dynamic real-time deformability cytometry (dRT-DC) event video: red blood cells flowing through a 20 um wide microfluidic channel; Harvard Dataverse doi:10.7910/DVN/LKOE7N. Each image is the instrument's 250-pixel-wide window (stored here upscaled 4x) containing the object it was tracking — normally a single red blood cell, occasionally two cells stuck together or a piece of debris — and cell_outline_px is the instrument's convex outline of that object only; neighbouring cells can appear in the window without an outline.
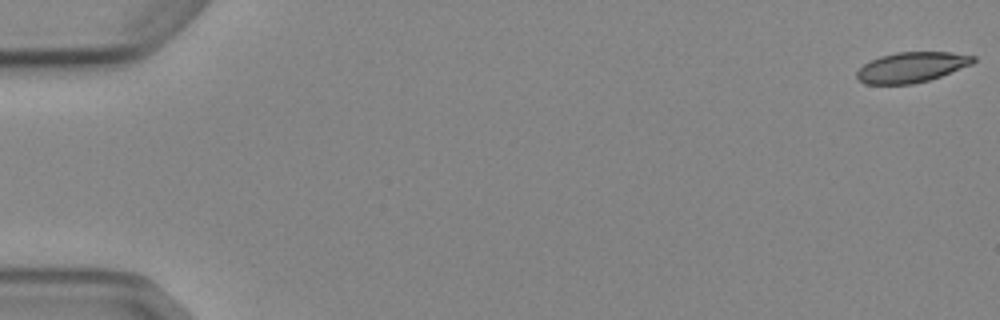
{"species": "Egyptian fruit bat (a non-hibernating species)", "species_latin": "Rousettus aegyptiacus", "temperature_condition": "cold", "stored_images_in_passage": 7, "camera_frame_rate_fps": 3000, "um_per_image_px": 0.085, "animal": {"sex": "female"}, "frame": {"image": 1, "passage_image": 1, "time_ms": 0.0, "image_size_px": [1000, 320], "cell_outline_px": [[976, 60], [972, 64], [940, 76], [928, 80], [912, 84], [864, 84], [856, 76], [856, 72], [864, 64], [880, 56], [896, 52], [952, 52], [976, 56]], "centroid_in_image_um": [77.49, 5.71], "position_along_channel_um": 7.5, "area_um2": 20.46}}
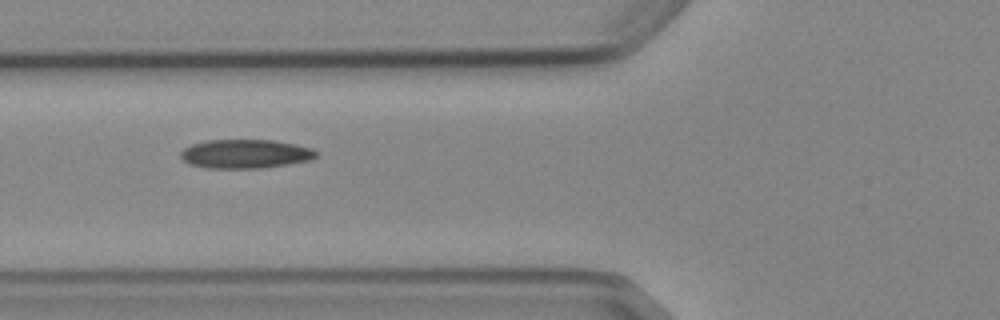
{"frame": {"image": 2, "passage_image": 6, "time_ms": 6.667, "image_size_px": [1000, 320], "cell_outline_px": [[316, 156], [312, 160], [264, 168], [204, 168], [192, 164], [184, 160], [180, 156], [180, 152], [184, 148], [192, 144], [208, 140], [272, 140], [296, 144], [312, 148], [316, 152]], "centroid_in_image_um": [20.87, 13.08], "position_along_channel_um": 104.9, "area_um2": 22.83}}
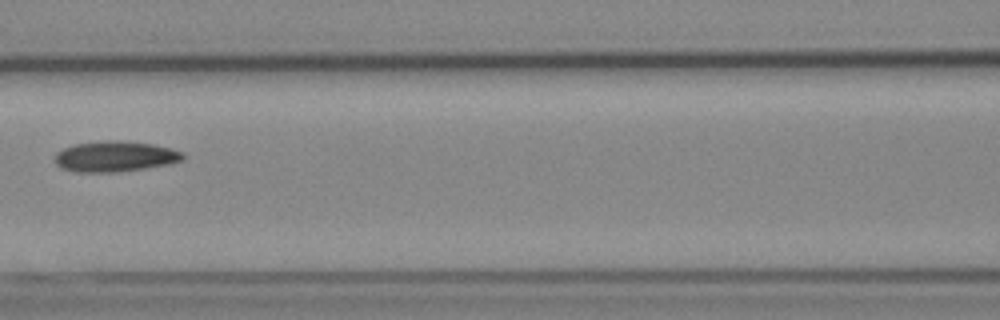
{"frame": {"image": 3, "passage_image": 7, "time_ms": 8.0, "image_size_px": [1000, 320], "cell_outline_px": [[184, 160], [168, 164], [144, 168], [116, 172], [76, 172], [60, 168], [56, 164], [56, 152], [64, 148], [76, 144], [112, 140], [124, 140], [152, 144], [184, 152]], "centroid_in_image_um": [9.78, 13.3], "position_along_channel_um": 156.8, "area_um2": 22.72}}